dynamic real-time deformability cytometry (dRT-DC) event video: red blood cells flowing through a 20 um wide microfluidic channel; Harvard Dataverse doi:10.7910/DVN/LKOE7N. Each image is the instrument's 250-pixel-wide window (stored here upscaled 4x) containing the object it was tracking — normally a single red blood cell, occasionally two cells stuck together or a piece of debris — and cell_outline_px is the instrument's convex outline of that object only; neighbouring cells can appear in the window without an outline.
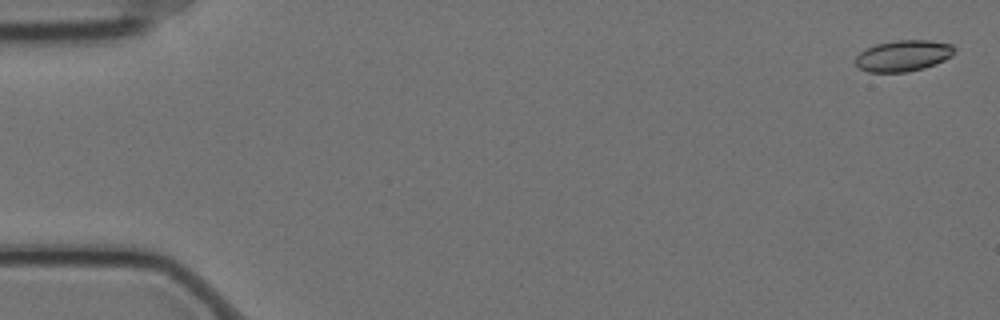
{"species": "Egyptian fruit bat (a non-hibernating species)", "species_latin": "Rousettus aegyptiacus", "temperature_condition": "cold", "stored_images_in_passage": 6, "camera_frame_rate_fps": 3000, "um_per_image_px": 0.085, "animal": {"sex": "female"}, "frame": {"image": 1, "passage_image": 1, "time_ms": 0.0, "image_size_px": [1000, 320], "cell_outline_px": [[956, 48], [952, 56], [936, 64], [924, 68], [908, 72], [868, 72], [860, 68], [856, 64], [856, 56], [860, 52], [876, 44], [896, 40], [932, 40], [952, 44]], "centroid_in_image_um": [76.82, 4.73], "position_along_channel_um": 8.2, "area_um2": 18.03}}
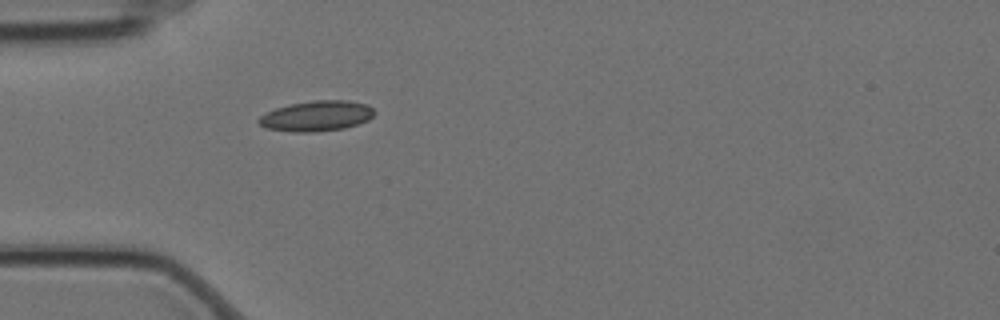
{"frame": {"image": 2, "passage_image": 5, "time_ms": 1.333, "image_size_px": [1000, 320], "cell_outline_px": [[376, 112], [368, 120], [344, 128], [312, 132], [292, 132], [264, 128], [256, 120], [260, 116], [276, 108], [288, 104], [312, 100], [348, 100], [368, 104]], "centroid_in_image_um": [26.9, 9.85], "position_along_channel_um": 58.1, "area_um2": 20.58}}